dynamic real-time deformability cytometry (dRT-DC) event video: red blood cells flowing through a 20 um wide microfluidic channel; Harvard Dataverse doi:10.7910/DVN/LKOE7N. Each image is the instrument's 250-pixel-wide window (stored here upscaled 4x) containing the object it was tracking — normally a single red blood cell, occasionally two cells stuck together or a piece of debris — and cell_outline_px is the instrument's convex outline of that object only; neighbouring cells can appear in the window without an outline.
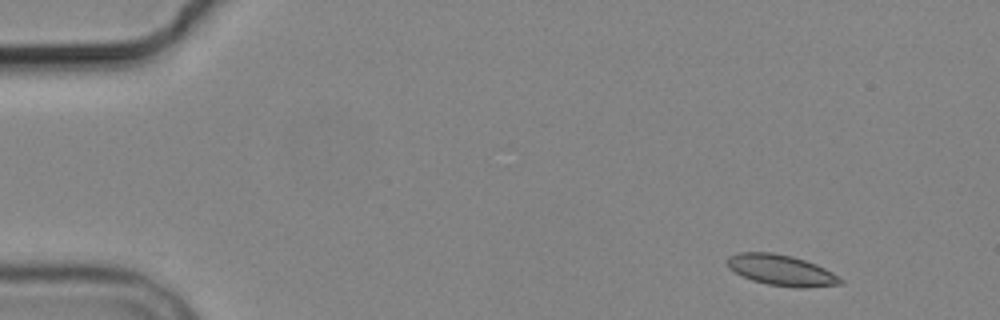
{"species": "common noctule bat (a hibernating species)", "species_latin": "Nyctalus noctula", "temperature_condition": "cold", "stored_images_in_passage": 4, "camera_frame_rate_fps": 3000, "um_per_image_px": 0.085, "animal": {"sex": "male", "body_mass_g": 19.2, "forearm_length_mm": 51.8}, "frame": {"image": 1, "passage_image": 1, "time_ms": 0.0, "image_size_px": [1000, 320], "cell_outline_px": [[844, 280], [840, 284], [808, 288], [796, 288], [768, 284], [752, 280], [728, 268], [724, 260], [728, 256], [740, 252], [772, 252], [792, 256], [816, 264], [832, 272]], "centroid_in_image_um": [66.39, 22.96], "position_along_channel_um": 18.6, "area_um2": 20.4}}
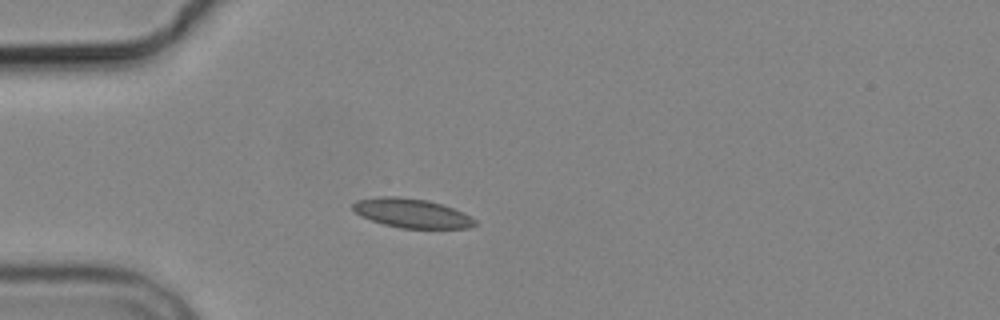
{"frame": {"image": 2, "passage_image": 4, "time_ms": 3.333, "image_size_px": [1000, 320], "cell_outline_px": [[476, 224], [468, 228], [400, 228], [384, 224], [360, 216], [352, 208], [352, 204], [356, 200], [376, 196], [396, 196], [428, 200], [444, 204], [464, 212], [472, 216], [476, 220]], "centroid_in_image_um": [35.01, 18.11], "position_along_channel_um": 50.0, "area_um2": 20.98}}